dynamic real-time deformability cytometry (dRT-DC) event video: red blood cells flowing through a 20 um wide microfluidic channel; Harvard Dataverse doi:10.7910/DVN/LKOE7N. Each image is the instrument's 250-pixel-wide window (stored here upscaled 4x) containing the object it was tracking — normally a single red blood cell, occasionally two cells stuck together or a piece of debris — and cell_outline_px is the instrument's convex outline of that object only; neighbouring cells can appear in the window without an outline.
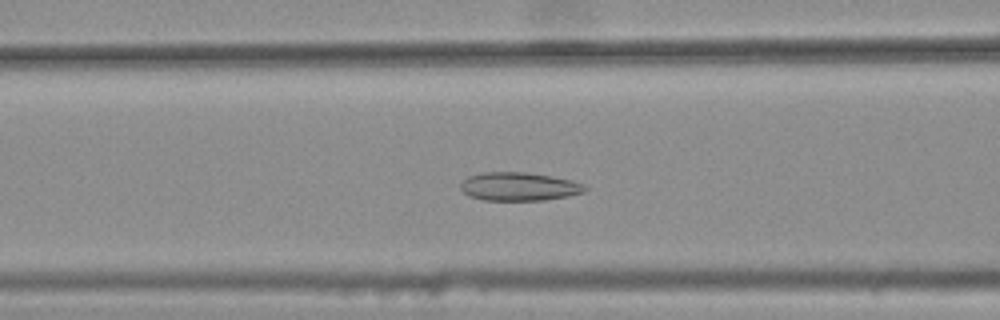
{"species": "common noctule bat (a hibernating species)", "species_latin": "Nyctalus noctula", "temperature_condition": "warm", "stored_images_in_passage": 44, "camera_frame_rate_fps": 3000, "um_per_image_px": 0.085, "animal": {"sex": "female", "body_mass_g": 25.1}, "frame": {"image": 1, "passage_image": 21, "time_ms": 6.667, "image_size_px": [1000, 320], "cell_outline_px": [[588, 188], [584, 192], [568, 196], [544, 200], [484, 200], [468, 196], [460, 188], [460, 184], [468, 176], [484, 172], [528, 172], [552, 176], [572, 180], [584, 184]], "centroid_in_image_um": [44.13, 15.85], "position_along_channel_um": 122.5, "area_um2": 20.69}}
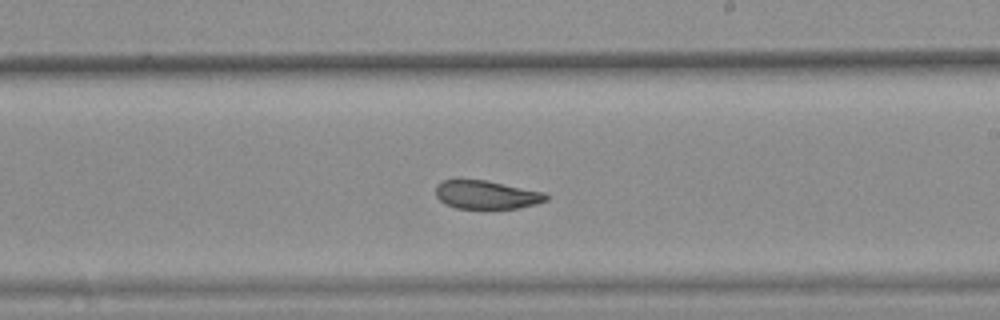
{"frame": {"image": 2, "passage_image": 31, "time_ms": 10.0, "image_size_px": [1000, 320], "cell_outline_px": [[548, 200], [536, 204], [516, 208], [456, 208], [444, 204], [436, 196], [436, 184], [444, 180], [488, 180], [544, 192], [548, 196]], "centroid_in_image_um": [41.35, 16.55], "position_along_channel_um": 247.7, "area_um2": 18.26}}
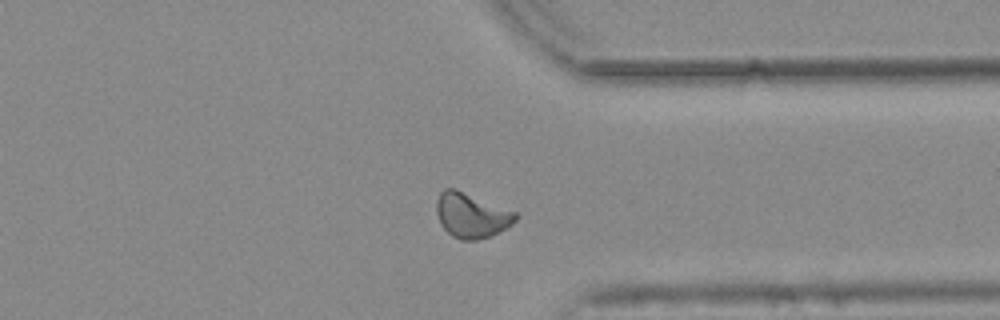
{"frame": {"image": 3, "passage_image": 41, "time_ms": 13.333, "image_size_px": [1000, 320], "cell_outline_px": [[520, 216], [512, 224], [492, 236], [476, 240], [460, 240], [452, 236], [440, 224], [436, 212], [436, 204], [440, 192], [444, 188], [456, 188], [516, 212]], "centroid_in_image_um": [40.07, 18.3], "position_along_channel_um": 371.3, "area_um2": 20.81}, "authors_computed_cell_mechanics": {"area_um2": 20.8369, "velocity_mm_per_s": 3.7678, "shape_relaxation_time_tau1_ms": null, "shape_relaxation_time_tau2_ms": 1.564, "deformation_change_tau1": null, "deformation_change_tau2": 0.0792}}